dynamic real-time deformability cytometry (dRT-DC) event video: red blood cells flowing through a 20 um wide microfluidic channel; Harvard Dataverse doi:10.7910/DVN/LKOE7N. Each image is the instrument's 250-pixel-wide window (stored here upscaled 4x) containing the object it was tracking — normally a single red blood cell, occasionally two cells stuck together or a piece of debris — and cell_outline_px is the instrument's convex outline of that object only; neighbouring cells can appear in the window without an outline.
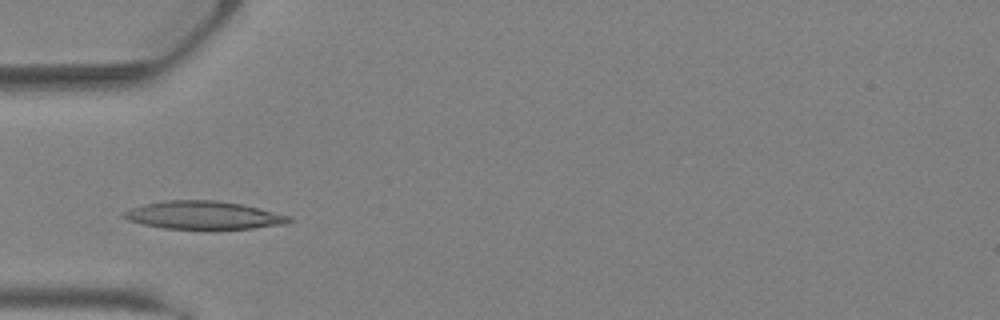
{"species": "Egyptian fruit bat (a non-hibernating species)", "species_latin": "Rousettus aegyptiacus", "temperature_condition": "warm", "stored_images_in_passage": 25, "camera_frame_rate_fps": 3000, "um_per_image_px": 0.085, "animal": {"sex": "female"}, "frame": {"image": 1, "passage_image": 6, "time_ms": 1.667, "image_size_px": [1000, 320], "cell_outline_px": [[292, 220], [284, 224], [252, 228], [212, 232], [204, 232], [164, 228], [144, 224], [128, 220], [120, 216], [124, 212], [132, 208], [144, 204], [164, 200], [216, 200], [240, 204], [292, 216]], "centroid_in_image_um": [17.31, 18.34], "position_along_channel_um": 67.7, "area_um2": 27.92}}
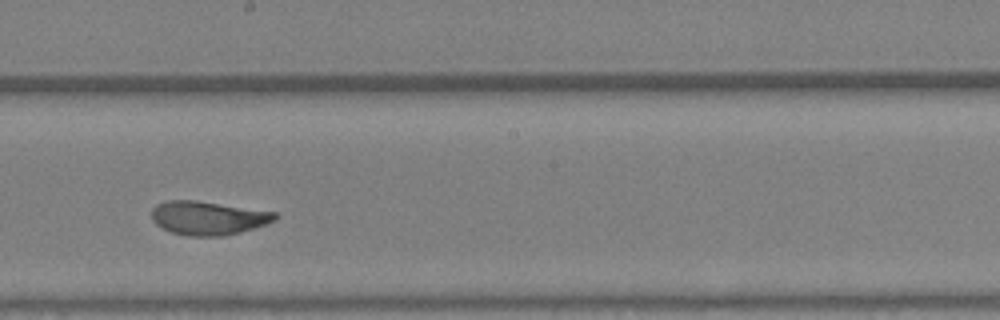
{"frame": {"image": 2, "passage_image": 15, "time_ms": 4.667, "image_size_px": [1000, 320], "cell_outline_px": [[280, 216], [268, 224], [240, 232], [224, 236], [192, 236], [172, 232], [156, 224], [152, 220], [152, 208], [156, 204], [168, 200], [196, 200], [276, 212]], "centroid_in_image_um": [17.71, 18.52], "position_along_channel_um": 230.5, "area_um2": 24.22}}
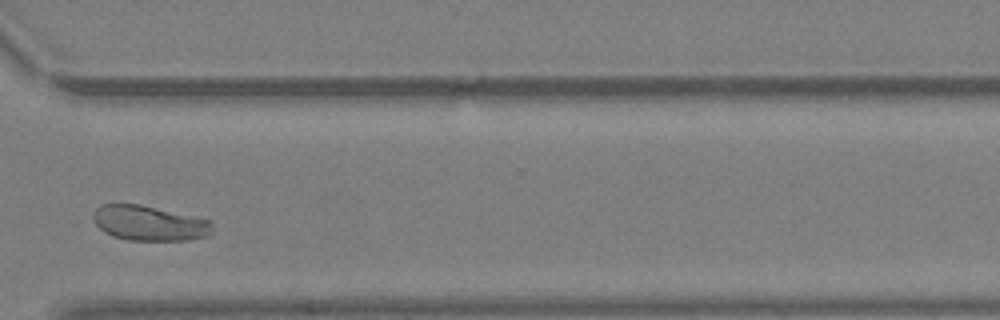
{"frame": {"image": 3, "passage_image": 22, "time_ms": 7.0, "image_size_px": [1000, 320], "cell_outline_px": [[212, 232], [208, 236], [188, 240], [128, 240], [112, 236], [104, 232], [92, 220], [92, 212], [100, 204], [140, 204], [212, 220]], "centroid_in_image_um": [12.67, 18.96], "position_along_channel_um": 357.9, "area_um2": 24.57}}